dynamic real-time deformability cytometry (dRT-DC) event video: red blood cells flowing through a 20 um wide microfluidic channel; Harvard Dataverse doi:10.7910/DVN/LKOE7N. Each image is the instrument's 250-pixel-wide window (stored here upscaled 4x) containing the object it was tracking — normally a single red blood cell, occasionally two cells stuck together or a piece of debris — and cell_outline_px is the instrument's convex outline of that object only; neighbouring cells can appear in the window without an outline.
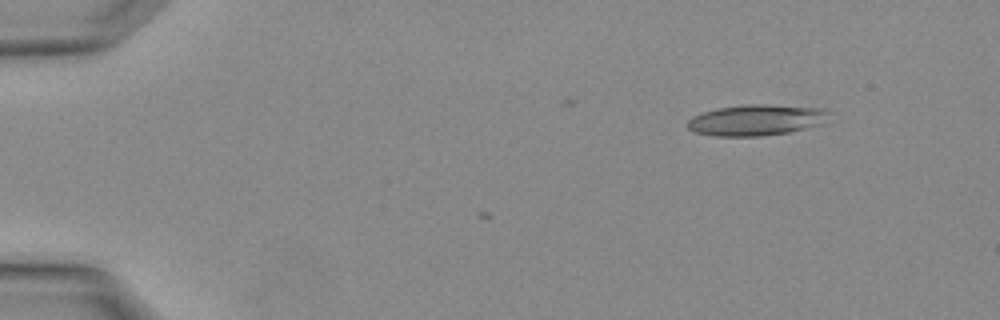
{"species": "Egyptian fruit bat (a non-hibernating species)", "species_latin": "Rousettus aegyptiacus", "temperature_condition": "warm", "stored_images_in_passage": 2, "camera_frame_rate_fps": 3000, "um_per_image_px": 0.085, "animal": {"sex": "female"}, "frame": {"image": 1, "passage_image": 1, "time_ms": 0.0, "image_size_px": [1000, 320], "cell_outline_px": [[828, 112], [820, 124], [788, 132], [760, 136], [716, 136], [696, 132], [688, 128], [688, 120], [692, 116], [704, 112], [720, 108], [748, 104], [764, 104], [820, 108]], "centroid_in_image_um": [64.22, 10.2], "position_along_channel_um": 20.8, "area_um2": 24.91}}